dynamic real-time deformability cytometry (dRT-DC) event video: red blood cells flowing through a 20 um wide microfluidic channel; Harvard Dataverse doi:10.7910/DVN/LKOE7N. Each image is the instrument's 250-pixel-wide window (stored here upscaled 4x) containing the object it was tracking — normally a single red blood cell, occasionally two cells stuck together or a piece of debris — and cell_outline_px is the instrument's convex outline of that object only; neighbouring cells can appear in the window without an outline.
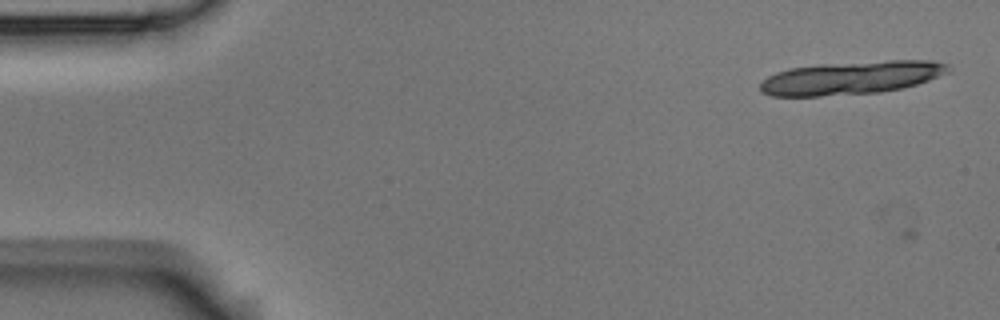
{"species": "Egyptian fruit bat (a non-hibernating species)", "species_latin": "Rousettus aegyptiacus", "temperature_condition": "room temperature", "stored_images_in_passage": 5, "segment_of_instrument_passage": [1, 2], "camera_frame_rate_fps": 3000, "um_per_image_px": 0.085, "animal": {"sex": "male"}, "frame": {"image": 1, "passage_image": 1, "time_ms": 0.0, "image_size_px": [1000, 320], "cell_outline_px": [[952, 72], [916, 84], [900, 88], [880, 92], [820, 96], [772, 96], [760, 92], [760, 84], [768, 76], [776, 72], [788, 68], [824, 64], [888, 60], [932, 60], [948, 64], [952, 68]], "centroid_in_image_um": [72.39, 6.6], "position_along_channel_um": 12.6, "area_um2": 36.47}}